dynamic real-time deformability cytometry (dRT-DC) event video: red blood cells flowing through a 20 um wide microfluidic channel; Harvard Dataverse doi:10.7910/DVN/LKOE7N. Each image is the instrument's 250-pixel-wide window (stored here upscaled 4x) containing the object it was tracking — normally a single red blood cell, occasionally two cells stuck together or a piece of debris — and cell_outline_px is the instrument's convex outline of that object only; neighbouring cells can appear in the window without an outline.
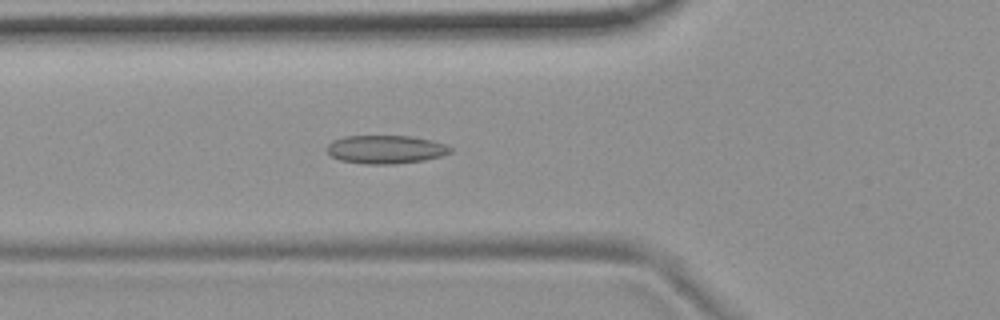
{"species": "common noctule bat (a hibernating species)", "species_latin": "Nyctalus noctula", "temperature_condition": "room temperature", "stored_images_in_passage": 37, "camera_frame_rate_fps": 3000, "um_per_image_px": 0.085, "animal": {"sex": "female", "body_mass_g": 19.9}, "frame": {"image": 1, "passage_image": 10, "time_ms": 3.0, "image_size_px": [1000, 320], "cell_outline_px": [[452, 152], [440, 156], [424, 160], [396, 164], [364, 164], [340, 160], [332, 156], [324, 148], [332, 140], [344, 136], [412, 136], [432, 140], [444, 144], [452, 148]], "centroid_in_image_um": [32.76, 12.7], "position_along_channel_um": 93.0, "area_um2": 20.52}}
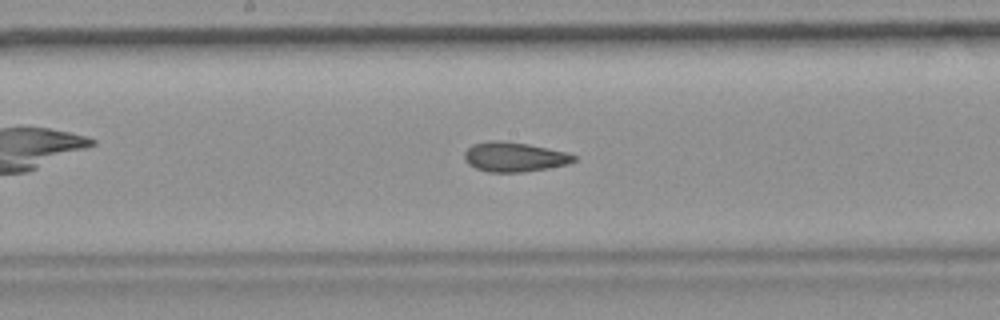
{"frame": {"image": 2, "passage_image": 19, "time_ms": 6.0, "image_size_px": [1000, 320], "cell_outline_px": [[576, 160], [568, 164], [548, 168], [524, 172], [488, 172], [476, 168], [468, 164], [464, 160], [464, 152], [472, 144], [492, 140], [500, 140], [528, 144], [568, 152], [576, 156]], "centroid_in_image_um": [43.71, 13.34], "position_along_channel_um": 204.5, "area_um2": 19.02}}
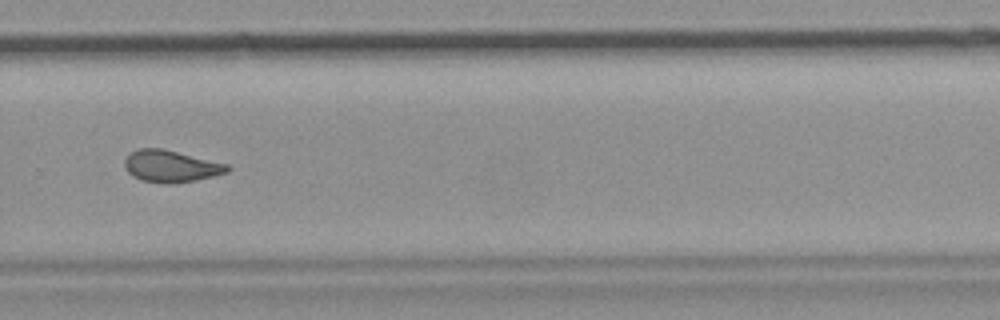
{"frame": {"image": 3, "passage_image": 28, "time_ms": 9.0, "image_size_px": [1000, 320], "cell_outline_px": [[232, 168], [228, 172], [196, 180], [172, 184], [168, 184], [140, 180], [132, 176], [128, 172], [124, 164], [124, 160], [132, 152], [140, 148], [164, 148], [228, 164]], "centroid_in_image_um": [14.54, 14.13], "position_along_channel_um": 315.3, "area_um2": 19.19}, "authors_computed_cell_mechanics": {"area_um2": 19.1896, "velocity_mm_per_s": 3.7082, "shape_relaxation_time_tau1_ms": null, "shape_relaxation_time_tau2_ms": 2.563, "deformation_change_tau1": null, "deformation_change_tau2": 0.079}}